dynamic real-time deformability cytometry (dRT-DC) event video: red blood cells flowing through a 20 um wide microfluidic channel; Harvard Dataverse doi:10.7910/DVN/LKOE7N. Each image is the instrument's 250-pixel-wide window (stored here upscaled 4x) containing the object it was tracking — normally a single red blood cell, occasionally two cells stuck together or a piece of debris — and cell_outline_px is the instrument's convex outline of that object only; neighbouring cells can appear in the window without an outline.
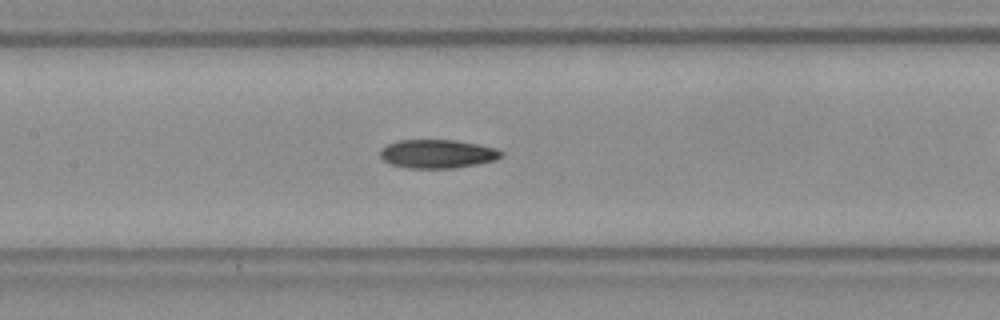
{"species": "Egyptian fruit bat (a non-hibernating species)", "species_latin": "Rousettus aegyptiacus", "temperature_condition": "room temperature", "stored_images_in_passage": 41, "camera_frame_rate_fps": 3000, "um_per_image_px": 0.085, "frame": {"image": 1, "passage_image": 12, "time_ms": 3.667, "image_size_px": [1000, 320], "cell_outline_px": [[504, 156], [496, 160], [456, 168], [408, 168], [392, 164], [384, 160], [380, 156], [380, 148], [396, 140], [456, 140], [496, 148], [504, 152]], "centroid_in_image_um": [37.2, 13.07], "position_along_channel_um": 170.2, "area_um2": 20.29}}